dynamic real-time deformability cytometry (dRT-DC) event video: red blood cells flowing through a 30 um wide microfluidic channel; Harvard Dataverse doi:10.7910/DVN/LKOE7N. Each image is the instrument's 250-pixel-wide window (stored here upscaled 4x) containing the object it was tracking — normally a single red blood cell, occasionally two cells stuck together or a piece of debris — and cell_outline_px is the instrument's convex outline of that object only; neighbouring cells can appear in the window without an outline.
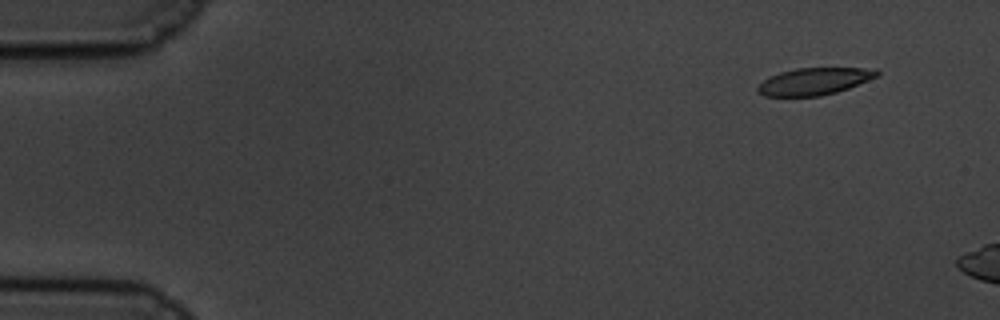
{"species": "common noctule bat (a hibernating species)", "species_latin": "Nyctalus noctula", "temperature_condition": "cold", "stored_images_in_passage": 10, "camera_frame_rate_fps": 3000, "um_per_image_px": 0.085, "animal": {"sex": "male", "body_mass_g": 19.5, "forearm_length_mm": 54.6}, "frame": {"image": 1, "passage_image": 4, "time_ms": 1.0, "image_size_px": [1000, 320], "cell_outline_px": [[880, 76], [848, 88], [836, 92], [820, 96], [764, 96], [756, 92], [756, 88], [764, 80], [780, 72], [796, 68], [876, 68], [880, 72]], "centroid_in_image_um": [69.24, 6.91], "position_along_channel_um": 15.8, "area_um2": 18.84}}